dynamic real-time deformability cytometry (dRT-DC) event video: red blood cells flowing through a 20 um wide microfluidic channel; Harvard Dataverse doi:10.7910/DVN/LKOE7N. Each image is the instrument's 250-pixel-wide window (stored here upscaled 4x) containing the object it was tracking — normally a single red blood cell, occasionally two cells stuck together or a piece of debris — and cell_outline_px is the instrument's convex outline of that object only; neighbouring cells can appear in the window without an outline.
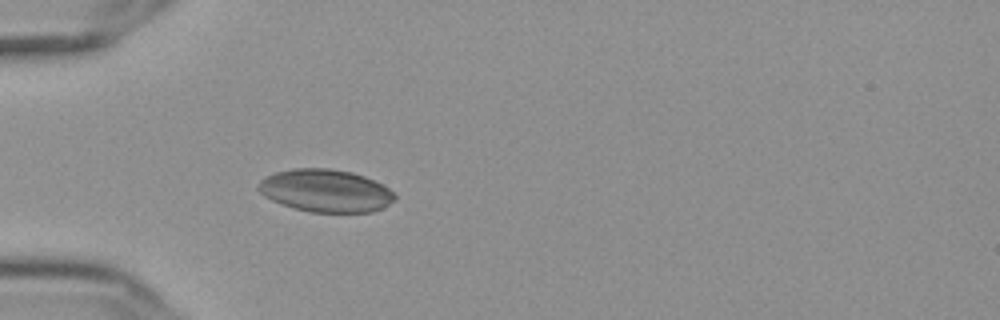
{"species": "Egyptian fruit bat (a non-hibernating species)", "species_latin": "Rousettus aegyptiacus", "temperature_condition": "cold", "stored_images_in_passage": 43, "camera_frame_rate_fps": 3000, "um_per_image_px": 0.085, "frame": {"image": 1, "passage_image": 7, "time_ms": 2.0, "image_size_px": [1000, 320], "cell_outline_px": [[396, 196], [384, 208], [372, 212], [312, 212], [296, 208], [272, 200], [264, 196], [256, 188], [260, 180], [276, 172], [292, 168], [328, 168], [352, 172], [364, 176], [388, 188]], "centroid_in_image_um": [27.66, 16.2], "position_along_channel_um": 57.3, "area_um2": 33.58}}
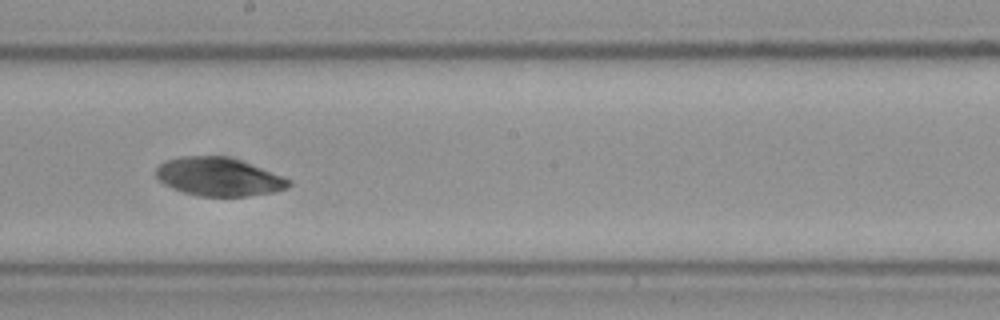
{"frame": {"image": 2, "passage_image": 22, "time_ms": 7.0, "image_size_px": [1000, 320], "cell_outline_px": [[292, 184], [288, 188], [272, 192], [248, 196], [196, 196], [172, 188], [156, 180], [156, 168], [164, 160], [180, 156], [224, 156], [240, 160], [292, 180]], "centroid_in_image_um": [18.55, 15.03], "position_along_channel_um": 229.6, "area_um2": 29.71}}
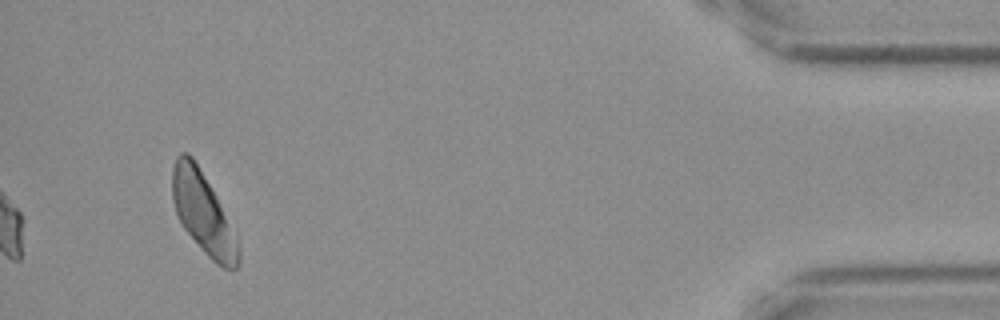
{"frame": {"image": 3, "passage_image": 43, "time_ms": 14.0, "image_size_px": [1000, 320], "cell_outline_px": [[240, 264], [232, 272], [216, 264], [204, 252], [184, 228], [176, 212], [172, 196], [172, 168], [176, 156], [180, 152], [188, 152], [192, 156], [216, 196], [240, 244]], "centroid_in_image_um": [17.28, 18.14], "position_along_channel_um": 417.9, "area_um2": 31.1}, "authors_computed_cell_mechanics": {"area_um2": 29.9982, "velocity_mm_per_s": 3.6037, "shape_relaxation_time_tau1_ms": 0.3856, "shape_relaxation_time_tau2_ms": 9.7349, "deformation_change_tau1": 0.0174, "deformation_change_tau2": 0.074}}